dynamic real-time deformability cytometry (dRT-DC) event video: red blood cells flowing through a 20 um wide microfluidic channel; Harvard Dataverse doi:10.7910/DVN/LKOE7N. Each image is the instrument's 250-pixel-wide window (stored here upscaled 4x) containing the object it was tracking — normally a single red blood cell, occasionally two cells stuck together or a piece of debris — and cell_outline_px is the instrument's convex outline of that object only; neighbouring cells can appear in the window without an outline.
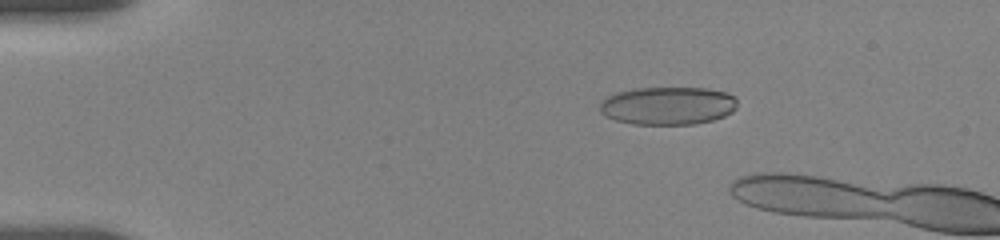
{"species": "human", "species_latin": "Homo sapiens", "temperature_condition": "room temperature", "stored_images_in_passage": 16, "camera_frame_rate_fps": 3000, "um_per_image_px": 0.085, "donor": {"sex": "female"}, "frame": {"image": 1, "passage_image": 9, "time_ms": 2.0, "image_size_px": [1000, 240], "cell_outline_px": [[736, 108], [732, 112], [724, 116], [712, 120], [696, 124], [632, 124], [616, 120], [600, 112], [600, 104], [608, 96], [616, 92], [636, 88], [704, 88], [728, 92], [736, 96]], "centroid_in_image_um": [56.8, 8.98], "position_along_channel_um": 28.2, "area_um2": 30.46}}